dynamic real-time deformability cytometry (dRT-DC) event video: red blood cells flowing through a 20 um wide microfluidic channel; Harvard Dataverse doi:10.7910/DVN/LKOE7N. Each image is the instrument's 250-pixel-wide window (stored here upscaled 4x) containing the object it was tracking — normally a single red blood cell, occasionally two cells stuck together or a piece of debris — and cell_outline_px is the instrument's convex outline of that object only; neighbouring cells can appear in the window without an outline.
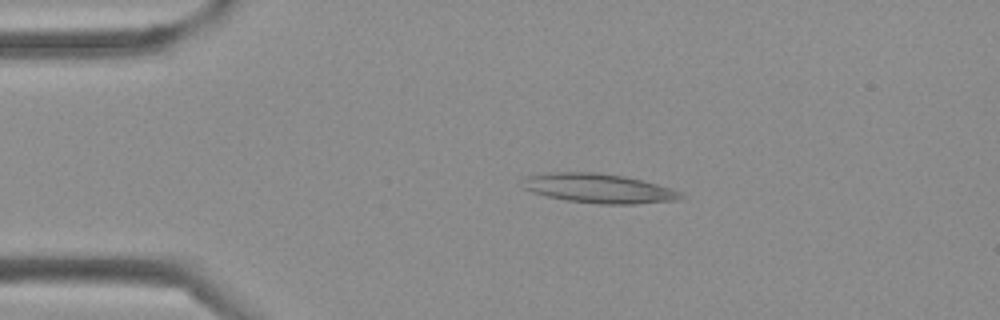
{"species": "Egyptian fruit bat (a non-hibernating species)", "species_latin": "Rousettus aegyptiacus", "temperature_condition": "cold", "stored_images_in_passage": 34, "camera_frame_rate_fps": 3000, "um_per_image_px": 0.085, "frame": {"image": 1, "passage_image": 1, "time_ms": 0.0, "image_size_px": [1000, 320], "cell_outline_px": [[684, 196], [680, 200], [636, 204], [600, 204], [568, 200], [548, 196], [532, 192], [524, 188], [524, 176], [548, 172], [600, 172], [624, 176], [656, 184], [680, 192]], "centroid_in_image_um": [50.88, 16.0], "position_along_channel_um": 34.1, "area_um2": 26.93}}
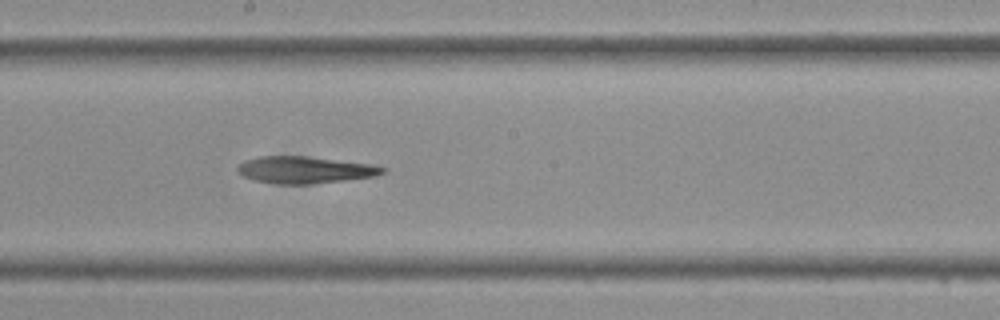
{"frame": {"image": 2, "passage_image": 15, "time_ms": 4.667, "image_size_px": [1000, 320], "cell_outline_px": [[388, 168], [384, 172], [376, 176], [344, 180], [308, 184], [276, 184], [252, 180], [240, 176], [236, 172], [236, 168], [244, 160], [260, 156], [308, 156], [372, 164]], "centroid_in_image_um": [25.86, 14.44], "position_along_channel_um": 222.3, "area_um2": 23.0}}
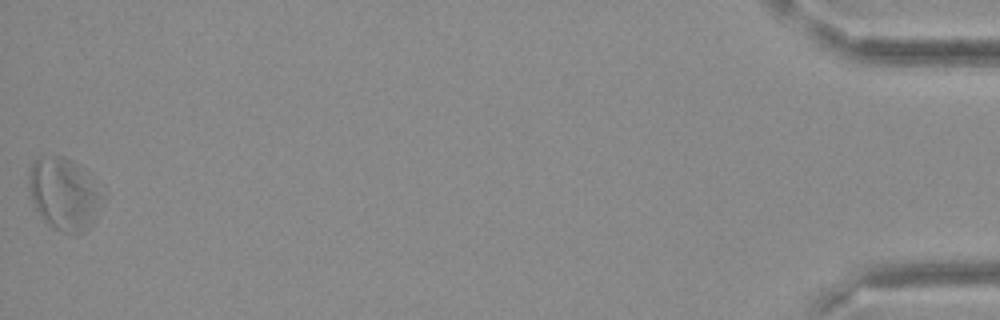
{"frame": {"image": 3, "passage_image": 34, "time_ms": 11.0, "image_size_px": [1000, 320], "cell_outline_px": [[108, 196], [92, 228], [88, 232], [76, 236], [52, 228], [40, 216], [32, 200], [28, 188], [28, 168], [32, 160], [40, 156], [64, 156], [72, 160]], "centroid_in_image_um": [5.49, 16.54], "position_along_channel_um": 429.7, "area_um2": 32.19}}